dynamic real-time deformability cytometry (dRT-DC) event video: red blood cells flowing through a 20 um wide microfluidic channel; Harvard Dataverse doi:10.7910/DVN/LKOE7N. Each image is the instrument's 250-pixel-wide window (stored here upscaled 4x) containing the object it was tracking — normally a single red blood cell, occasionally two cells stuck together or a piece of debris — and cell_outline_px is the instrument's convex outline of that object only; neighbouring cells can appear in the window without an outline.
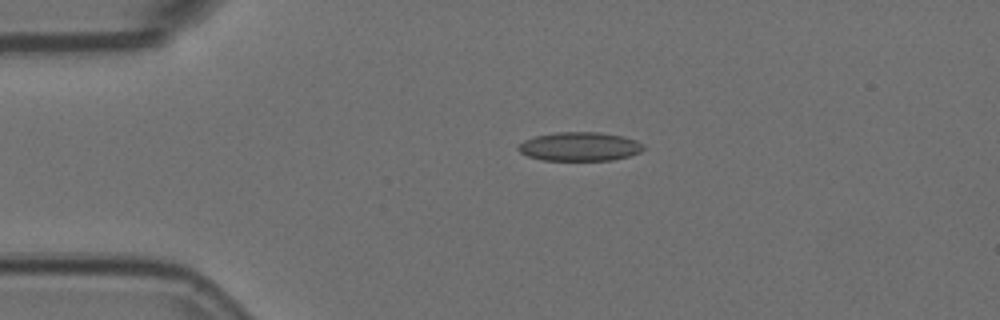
{"species": "Egyptian fruit bat (a non-hibernating species)", "species_latin": "Rousettus aegyptiacus", "temperature_condition": "room temperature", "stored_images_in_passage": 3, "camera_frame_rate_fps": 3000, "um_per_image_px": 0.085, "animal": {"sex": "female"}, "frame": {"image": 1, "passage_image": 2, "time_ms": 0.333, "image_size_px": [1000, 320], "cell_outline_px": [[644, 148], [640, 152], [628, 156], [612, 160], [544, 160], [528, 156], [520, 152], [516, 148], [524, 140], [536, 136], [556, 132], [600, 132], [624, 136], [636, 140]], "centroid_in_image_um": [49.26, 12.45], "position_along_channel_um": 35.7, "area_um2": 20.92}}